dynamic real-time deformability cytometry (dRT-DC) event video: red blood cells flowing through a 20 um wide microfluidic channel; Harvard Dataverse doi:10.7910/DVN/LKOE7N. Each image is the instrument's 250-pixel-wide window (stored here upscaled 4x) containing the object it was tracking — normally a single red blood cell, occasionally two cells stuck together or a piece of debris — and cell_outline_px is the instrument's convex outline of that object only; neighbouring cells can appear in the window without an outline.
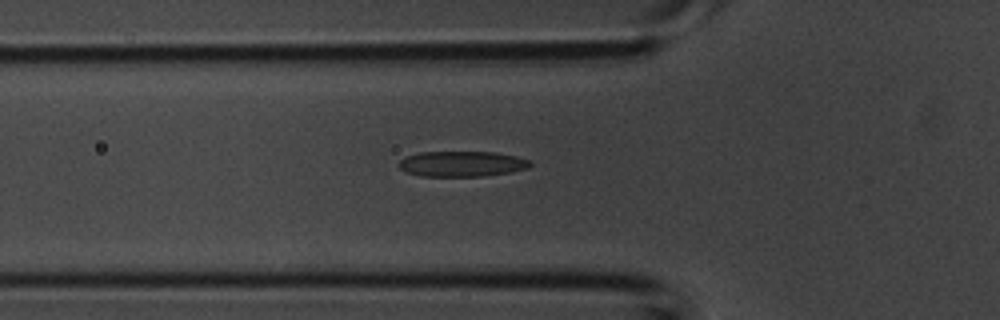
{"species": "common noctule bat (a hibernating species)", "species_latin": "Nyctalus noctula", "temperature_condition": "room temperature", "stored_images_in_passage": 30, "camera_frame_rate_fps": 3000, "um_per_image_px": 0.085, "animal": {"sex": "male", "body_mass_g": 20.1, "forearm_length_mm": 53.5}, "frame": {"image": 1, "passage_image": 2, "time_ms": 0.333, "image_size_px": [1000, 320], "cell_outline_px": [[532, 164], [528, 168], [512, 172], [484, 176], [420, 176], [404, 172], [400, 168], [400, 160], [408, 156], [420, 152], [496, 152], [516, 156], [532, 160]], "centroid_in_image_um": [39.31, 13.93], "position_along_channel_um": 86.5, "area_um2": 19.59}}
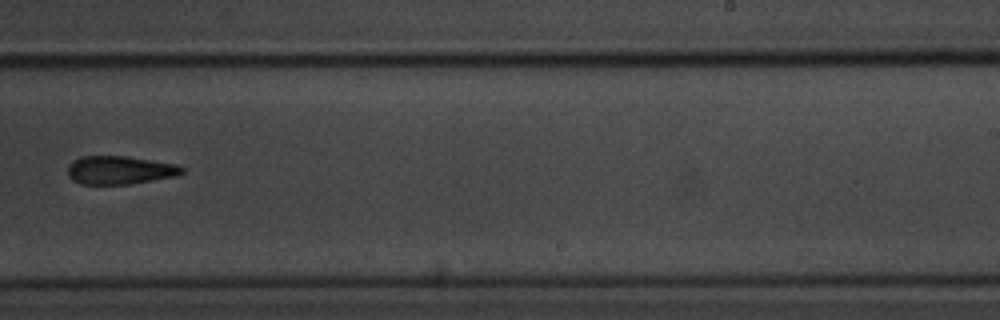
{"frame": {"image": 2, "passage_image": 14, "time_ms": 4.333, "image_size_px": [1000, 320], "cell_outline_px": [[184, 172], [176, 176], [128, 184], [80, 184], [72, 180], [68, 176], [68, 164], [80, 156], [124, 156], [176, 164], [184, 168]], "centroid_in_image_um": [10.15, 14.46], "position_along_channel_um": 278.9, "area_um2": 18.79}}
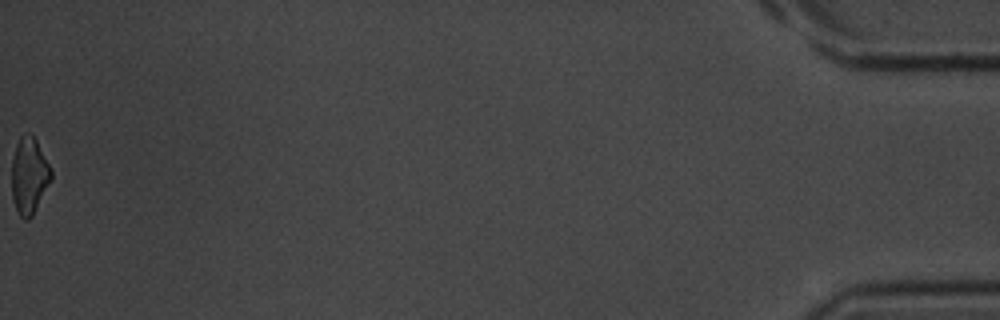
{"frame": {"image": 3, "passage_image": 30, "time_ms": 9.667, "image_size_px": [1000, 320], "cell_outline_px": [[52, 176], [32, 216], [28, 220], [24, 220], [16, 212], [12, 200], [12, 156], [16, 144], [20, 136], [24, 132], [28, 132], [36, 140], [52, 172]], "centroid_in_image_um": [2.43, 14.94], "position_along_channel_um": 432.8, "area_um2": 17.46}}